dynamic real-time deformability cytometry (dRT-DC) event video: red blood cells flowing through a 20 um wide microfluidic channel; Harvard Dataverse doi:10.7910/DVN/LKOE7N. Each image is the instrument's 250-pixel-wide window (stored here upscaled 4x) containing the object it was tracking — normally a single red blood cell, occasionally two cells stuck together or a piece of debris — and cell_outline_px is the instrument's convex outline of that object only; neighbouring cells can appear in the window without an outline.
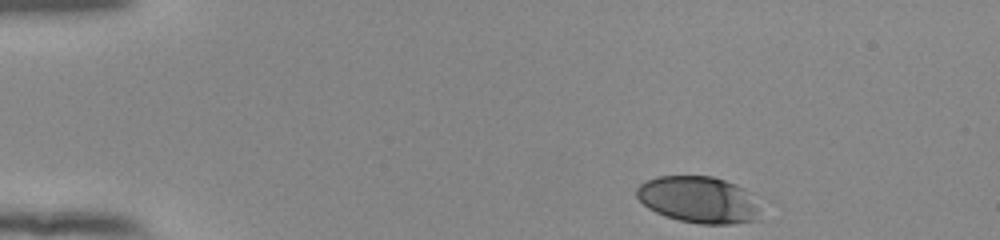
{"species": "human", "species_latin": "Homo sapiens", "temperature_condition": "room temperature", "stored_images_in_passage": 46, "camera_frame_rate_fps": 3000, "um_per_image_px": 0.085, "donor": {"sex": "female"}, "frame": {"image": 1, "passage_image": 1, "time_ms": 0.0, "image_size_px": [1000, 240], "cell_outline_px": [[764, 220], [732, 224], [700, 224], [680, 220], [664, 216], [648, 208], [636, 196], [636, 188], [640, 184], [656, 176], [712, 176], [736, 184], [744, 188]], "centroid_in_image_um": [59.37, 16.99], "position_along_channel_um": 25.6, "area_um2": 33.58}}
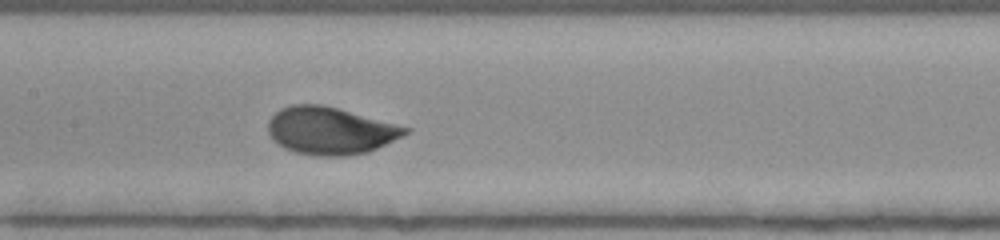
{"frame": {"image": 2, "passage_image": 20, "time_ms": 6.333, "image_size_px": [1000, 240], "cell_outline_px": [[412, 128], [408, 132], [368, 152], [348, 156], [316, 156], [296, 152], [284, 148], [272, 140], [268, 132], [268, 120], [280, 108], [292, 104], [324, 104]], "centroid_in_image_um": [28.03, 11.1], "position_along_channel_um": 179.4, "area_um2": 37.92}}
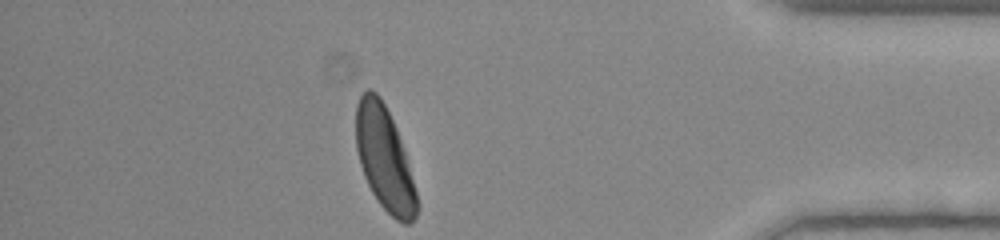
{"frame": {"image": 3, "passage_image": 40, "time_ms": 13.0, "image_size_px": [1000, 240], "cell_outline_px": [[420, 204], [416, 216], [408, 224], [404, 224], [396, 220], [380, 204], [372, 192], [364, 176], [360, 164], [356, 148], [356, 104], [360, 96], [368, 88], [372, 88], [380, 96], [396, 128], [408, 164]], "centroid_in_image_um": [32.67, 13.49], "position_along_channel_um": 402.5, "area_um2": 36.47}, "authors_computed_cell_mechanics": {"area_um2": 36.9631, "velocity_mm_per_s": 3.8608, "shape_relaxation_time_tau1_ms": 2.2123, "shape_relaxation_time_tau2_ms": null, "deformation_change_tau1": 0.1575, "deformation_change_tau2": null}}